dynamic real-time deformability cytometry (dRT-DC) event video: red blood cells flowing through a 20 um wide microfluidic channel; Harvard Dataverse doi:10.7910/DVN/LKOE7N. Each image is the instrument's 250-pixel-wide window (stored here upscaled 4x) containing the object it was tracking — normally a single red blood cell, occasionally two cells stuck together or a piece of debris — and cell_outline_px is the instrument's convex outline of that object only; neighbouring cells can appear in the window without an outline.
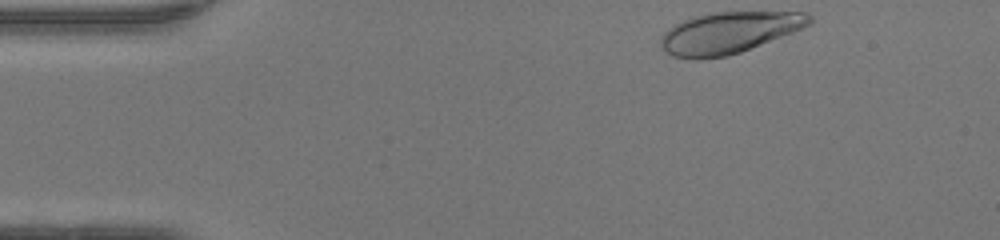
{"species": "human", "species_latin": "Homo sapiens", "temperature_condition": "warm", "stored_images_in_passage": 36, "camera_frame_rate_fps": 3000, "um_per_image_px": 0.085, "donor": {"sex": "female"}, "frame": {"image": 1, "passage_image": 1, "time_ms": 0.0, "image_size_px": [1000, 240], "cell_outline_px": [[812, 24], [792, 32], [740, 52], [728, 56], [696, 60], [672, 56], [664, 52], [660, 48], [660, 36], [668, 28], [692, 16], [708, 12], [808, 12], [812, 16]], "centroid_in_image_um": [61.9, 2.78], "position_along_channel_um": 23.1, "area_um2": 36.18}}
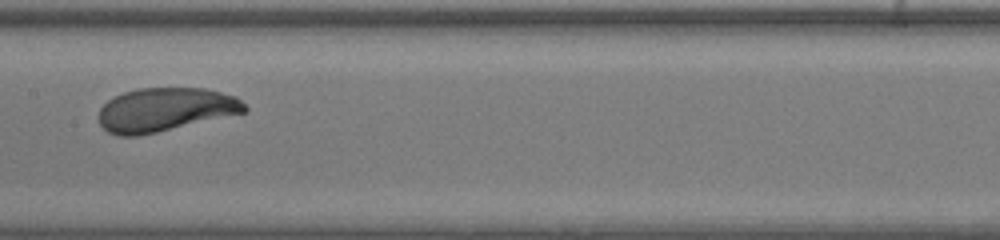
{"frame": {"image": 2, "passage_image": 19, "time_ms": 6.0, "image_size_px": [1000, 240], "cell_outline_px": [[248, 108], [244, 112], [156, 132], [136, 136], [120, 136], [108, 132], [100, 124], [100, 108], [108, 100], [124, 92], [140, 88], [204, 88], [236, 96]], "centroid_in_image_um": [14.02, 9.31], "position_along_channel_um": 193.4, "area_um2": 36.53}}
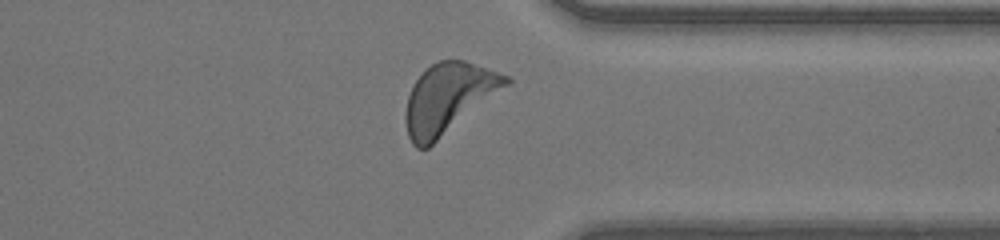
{"frame": {"image": 3, "passage_image": 32, "time_ms": 10.333, "image_size_px": [1000, 240], "cell_outline_px": [[512, 80], [508, 84], [428, 148], [416, 148], [412, 144], [408, 136], [404, 116], [408, 96], [416, 80], [432, 64], [440, 60], [464, 60], [512, 76]], "centroid_in_image_um": [38.1, 8.35], "position_along_channel_um": 373.3, "area_um2": 40.11}, "authors_computed_cell_mechanics": {"area_um2": 37.4255, "velocity_mm_per_s": 4.25, "shape_relaxation_time_tau1_ms": 2.3218, "shape_relaxation_time_tau2_ms": null, "deformation_change_tau1": 0.1457, "deformation_change_tau2": null}}